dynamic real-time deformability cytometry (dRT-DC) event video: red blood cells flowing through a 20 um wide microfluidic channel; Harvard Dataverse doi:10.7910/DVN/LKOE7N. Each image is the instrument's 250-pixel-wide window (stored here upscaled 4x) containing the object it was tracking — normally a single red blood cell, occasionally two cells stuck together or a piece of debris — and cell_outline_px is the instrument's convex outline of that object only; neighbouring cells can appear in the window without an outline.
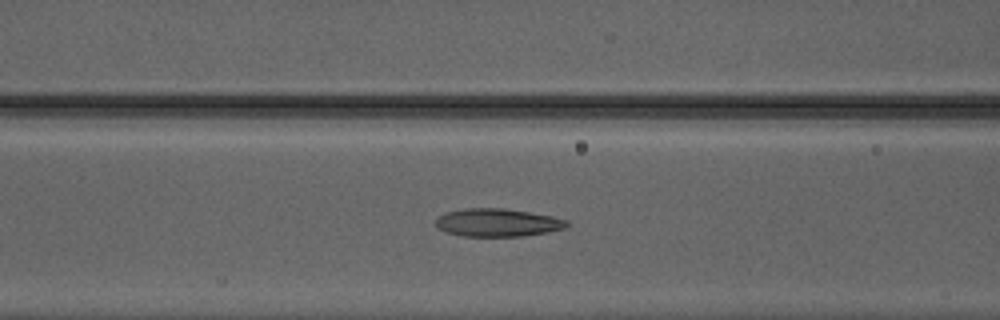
{"species": "Egyptian fruit bat (a non-hibernating species)", "species_latin": "Rousettus aegyptiacus", "temperature_condition": "warm", "stored_images_in_passage": 36, "camera_frame_rate_fps": 3000, "um_per_image_px": 0.085, "animal": {"sex": "male"}, "frame": {"image": 1, "passage_image": 8, "time_ms": 2.333, "image_size_px": [1000, 320], "cell_outline_px": [[568, 224], [564, 228], [524, 236], [460, 236], [444, 232], [436, 224], [436, 220], [444, 212], [464, 208], [504, 208], [552, 216], [568, 220]], "centroid_in_image_um": [42.25, 18.91], "position_along_channel_um": 124.3, "area_um2": 21.27}}
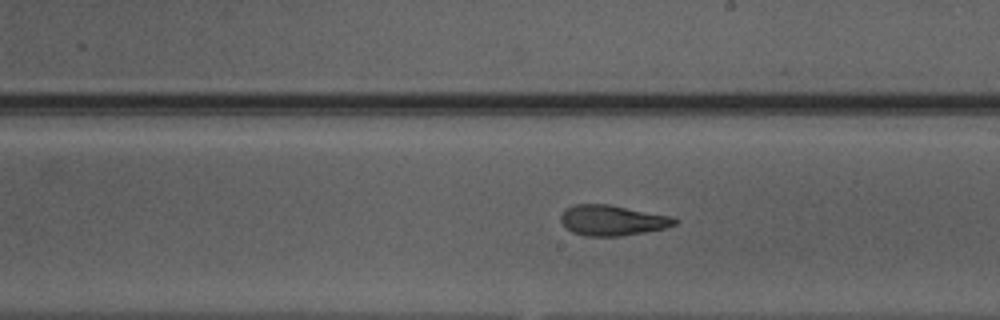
{"frame": {"image": 2, "passage_image": 16, "time_ms": 5.0, "image_size_px": [1000, 320], "cell_outline_px": [[680, 220], [676, 224], [664, 228], [644, 232], [620, 236], [584, 236], [572, 232], [560, 220], [560, 216], [564, 208], [576, 204], [608, 204], [672, 216]], "centroid_in_image_um": [52.05, 18.72], "position_along_channel_um": 237.0, "area_um2": 20.23}}
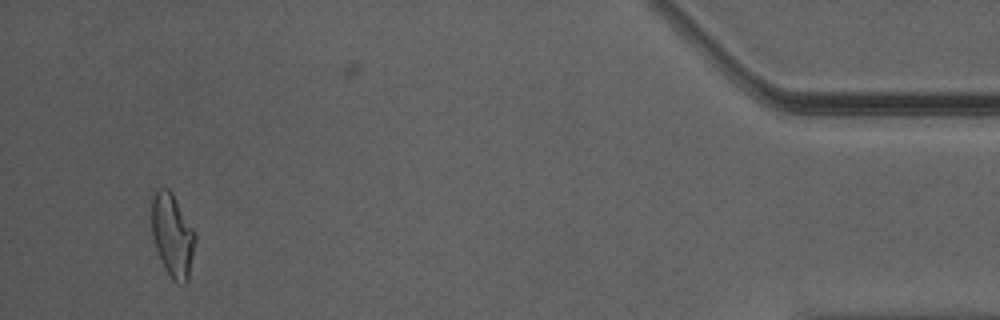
{"frame": {"image": 3, "passage_image": 34, "time_ms": 11.0, "image_size_px": [1000, 320], "cell_outline_px": [[196, 240], [188, 280], [184, 284], [176, 280], [164, 268], [156, 248], [152, 236], [152, 196], [156, 188], [168, 188], [172, 192], [196, 232]], "centroid_in_image_um": [14.67, 19.94], "position_along_channel_um": 420.5, "area_um2": 21.04}}